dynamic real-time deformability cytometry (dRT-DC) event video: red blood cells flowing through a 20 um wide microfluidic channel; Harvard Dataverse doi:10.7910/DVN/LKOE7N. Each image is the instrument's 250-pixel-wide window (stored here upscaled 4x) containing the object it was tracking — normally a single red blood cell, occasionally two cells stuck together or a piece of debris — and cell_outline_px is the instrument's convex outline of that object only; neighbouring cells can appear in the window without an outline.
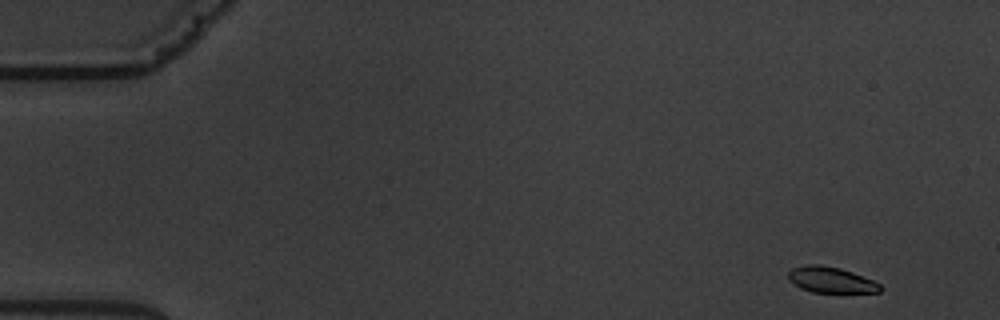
{"species": "common noctule bat (a hibernating species)", "species_latin": "Nyctalus noctula", "temperature_condition": "warm", "stored_images_in_passage": 4, "camera_frame_rate_fps": 3000, "um_per_image_px": 0.085, "animal": {"sex": "male", "body_mass_g": 19.5, "forearm_length_mm": 54.6}, "frame": {"image": 1, "passage_image": 1, "time_ms": 0.0, "image_size_px": [1000, 320], "cell_outline_px": [[884, 288], [880, 292], [812, 292], [800, 288], [788, 280], [788, 272], [792, 268], [808, 264], [820, 264], [840, 268], [852, 272], [872, 280], [880, 284]], "centroid_in_image_um": [70.61, 23.78], "position_along_channel_um": 14.4, "area_um2": 13.87}}
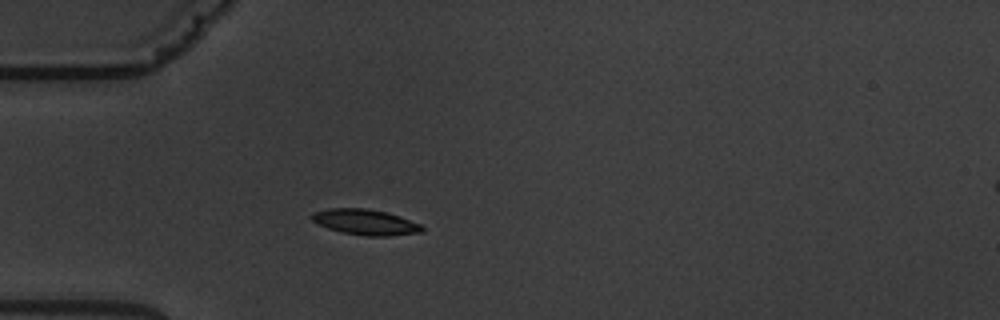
{"frame": {"image": 2, "passage_image": 4, "time_ms": 4.333, "image_size_px": [1000, 320], "cell_outline_px": [[424, 232], [388, 236], [364, 236], [340, 232], [328, 228], [312, 220], [308, 216], [312, 212], [328, 208], [368, 208], [388, 212], [400, 216], [420, 224], [424, 228]], "centroid_in_image_um": [31.05, 18.87], "position_along_channel_um": 54.0, "area_um2": 16.7}}